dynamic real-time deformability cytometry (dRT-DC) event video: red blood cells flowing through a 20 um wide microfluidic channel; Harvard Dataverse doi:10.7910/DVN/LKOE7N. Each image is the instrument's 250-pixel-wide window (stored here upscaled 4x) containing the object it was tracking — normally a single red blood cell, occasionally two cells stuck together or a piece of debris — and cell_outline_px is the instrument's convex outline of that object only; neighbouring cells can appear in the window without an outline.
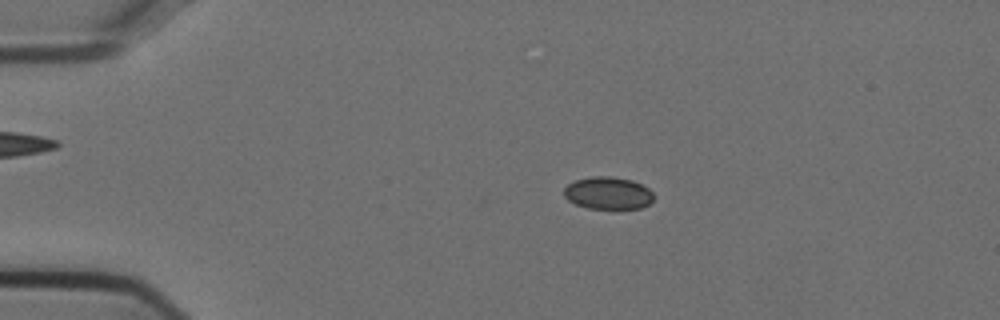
{"species": "Egyptian fruit bat (a non-hibernating species)", "species_latin": "Rousettus aegyptiacus", "temperature_condition": "cold", "stored_images_in_passage": 28, "camera_frame_rate_fps": 3000, "um_per_image_px": 0.085, "animal": {"sex": "female"}, "frame": {"image": 1, "passage_image": 11, "time_ms": 3.333, "image_size_px": [1000, 320], "cell_outline_px": [[652, 200], [648, 204], [640, 208], [616, 212], [612, 212], [588, 208], [576, 204], [568, 200], [564, 196], [564, 188], [568, 184], [576, 180], [592, 176], [612, 176], [632, 180], [648, 188], [652, 192]], "centroid_in_image_um": [51.68, 16.46], "position_along_channel_um": 33.3, "area_um2": 17.57}}
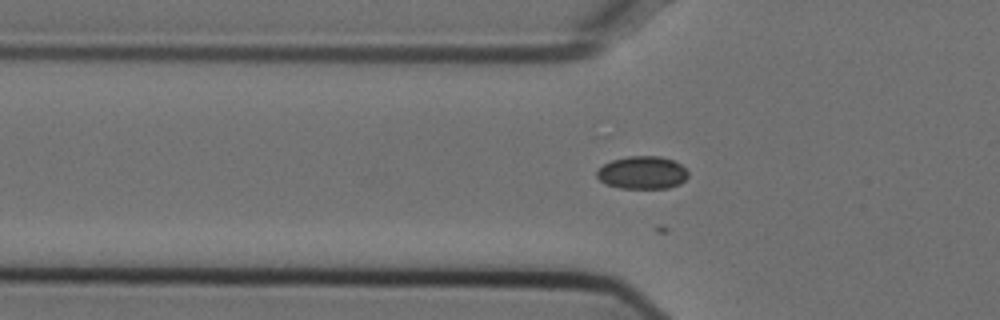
{"frame": {"image": 2, "passage_image": 18, "time_ms": 5.667, "image_size_px": [1000, 320], "cell_outline_px": [[688, 176], [680, 184], [668, 188], [620, 188], [608, 184], [600, 180], [596, 176], [596, 172], [604, 164], [612, 160], [628, 156], [660, 156], [672, 160], [680, 164], [688, 172]], "centroid_in_image_um": [54.6, 14.67], "position_along_channel_um": 71.2, "area_um2": 17.34}}
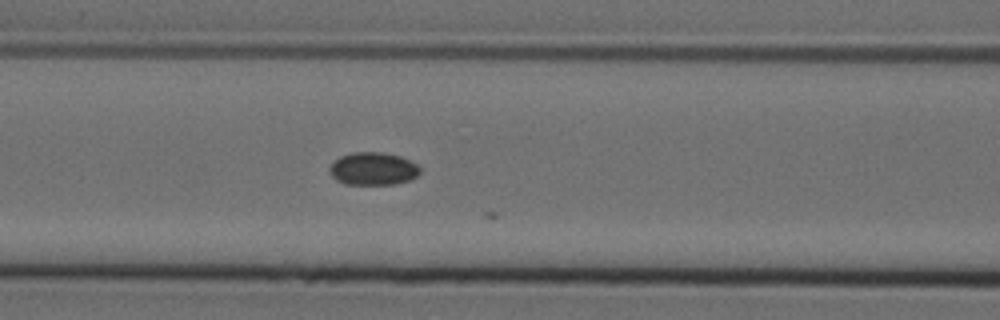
{"frame": {"image": 3, "passage_image": 23, "time_ms": 7.333, "image_size_px": [1000, 320], "cell_outline_px": [[420, 172], [416, 176], [408, 180], [396, 184], [344, 184], [336, 180], [332, 176], [328, 168], [340, 156], [352, 152], [384, 152], [400, 156], [416, 164], [420, 168]], "centroid_in_image_um": [31.69, 14.34], "position_along_channel_um": 134.9, "area_um2": 17.22}}